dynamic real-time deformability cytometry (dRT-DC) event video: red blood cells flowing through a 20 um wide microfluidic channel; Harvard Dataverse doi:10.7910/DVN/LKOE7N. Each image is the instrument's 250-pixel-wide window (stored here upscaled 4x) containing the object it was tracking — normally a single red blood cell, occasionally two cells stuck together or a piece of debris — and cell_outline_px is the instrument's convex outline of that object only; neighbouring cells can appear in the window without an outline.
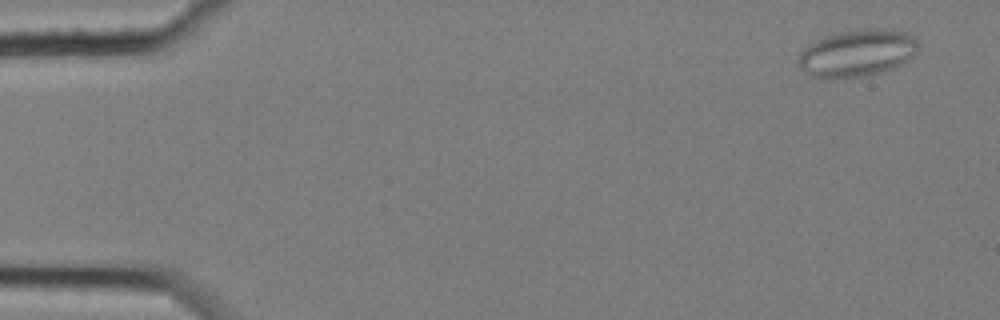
{"species": "common noctule bat (a hibernating species)", "species_latin": "Nyctalus noctula", "temperature_condition": "cold", "stored_images_in_passage": 5, "camera_frame_rate_fps": 3000, "um_per_image_px": 0.085, "animal": {"sex": "female", "body_mass_g": 25.1}, "frame": {"image": 1, "passage_image": 1, "time_ms": 0.0, "image_size_px": [1000, 320], "cell_outline_px": [[920, 44], [916, 52], [908, 60], [892, 68], [868, 76], [832, 80], [820, 80], [808, 76], [800, 68], [800, 52], [808, 44], [824, 36], [840, 32], [868, 28], [892, 28], [904, 32], [912, 36]], "centroid_in_image_um": [72.83, 4.54], "position_along_channel_um": 12.2, "area_um2": 33.52}}
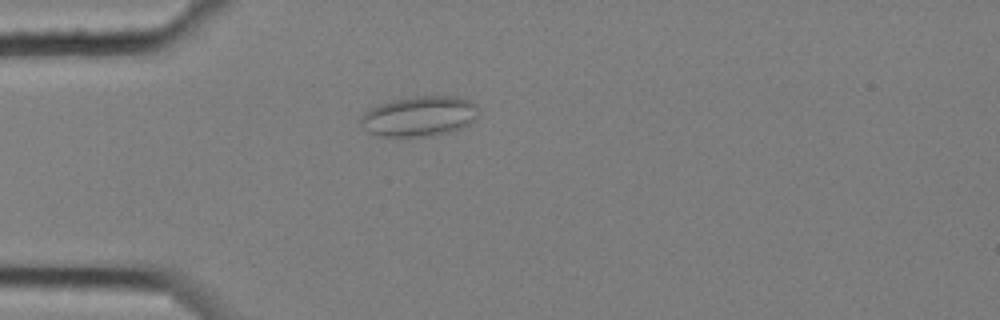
{"frame": {"image": 2, "passage_image": 5, "time_ms": 1.333, "image_size_px": [1000, 320], "cell_outline_px": [[480, 108], [476, 120], [460, 128], [448, 132], [428, 136], [380, 136], [368, 132], [360, 120], [360, 116], [368, 108], [392, 100], [412, 96], [456, 96], [468, 100], [476, 104]], "centroid_in_image_um": [35.66, 9.86], "position_along_channel_um": 49.3, "area_um2": 27.69}}